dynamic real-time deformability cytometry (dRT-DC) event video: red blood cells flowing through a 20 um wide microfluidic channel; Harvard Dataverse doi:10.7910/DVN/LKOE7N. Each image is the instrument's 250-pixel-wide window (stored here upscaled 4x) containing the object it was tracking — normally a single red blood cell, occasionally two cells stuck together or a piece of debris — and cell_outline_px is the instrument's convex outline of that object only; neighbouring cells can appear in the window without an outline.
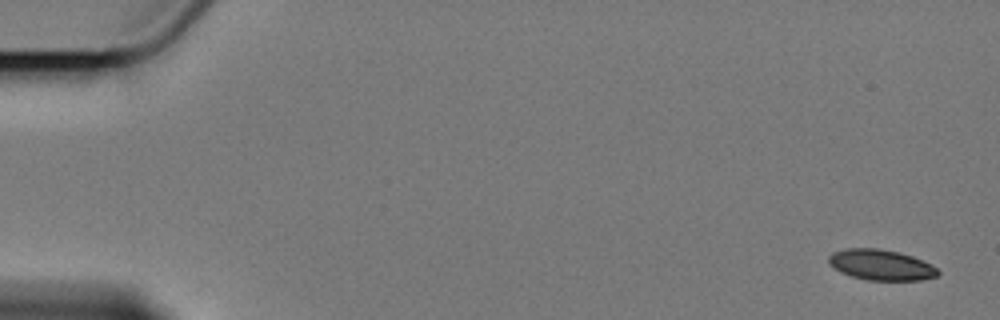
{"species": "Egyptian fruit bat (a non-hibernating species)", "species_latin": "Rousettus aegyptiacus", "temperature_condition": "cold", "stored_images_in_passage": 5, "camera_frame_rate_fps": 3000, "um_per_image_px": 0.085, "animal": {"sex": "female"}, "frame": {"image": 1, "passage_image": 1, "time_ms": 0.0, "image_size_px": [1000, 320], "cell_outline_px": [[940, 272], [936, 276], [920, 280], [868, 280], [852, 276], [840, 272], [828, 264], [828, 256], [832, 252], [844, 248], [876, 248], [900, 252], [912, 256], [932, 264]], "centroid_in_image_um": [74.85, 22.5], "position_along_channel_um": 10.1, "area_um2": 19.59}}
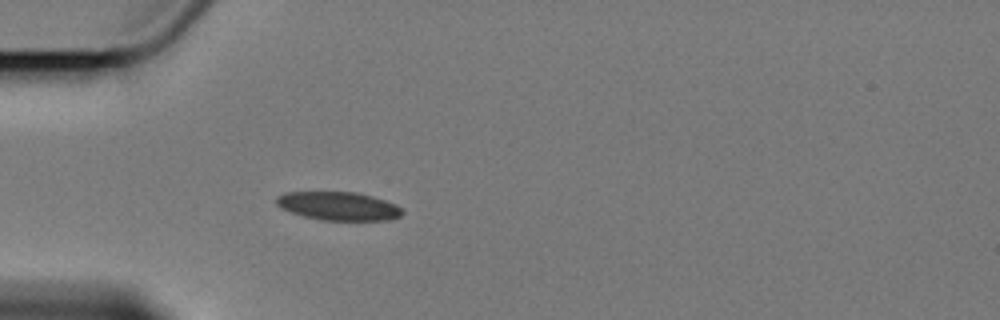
{"frame": {"image": 2, "passage_image": 5, "time_ms": 5.333, "image_size_px": [1000, 320], "cell_outline_px": [[404, 212], [400, 216], [388, 220], [320, 220], [304, 216], [280, 208], [276, 204], [276, 196], [284, 192], [356, 192], [372, 196], [396, 204]], "centroid_in_image_um": [28.75, 17.51], "position_along_channel_um": 56.3, "area_um2": 20.87}}